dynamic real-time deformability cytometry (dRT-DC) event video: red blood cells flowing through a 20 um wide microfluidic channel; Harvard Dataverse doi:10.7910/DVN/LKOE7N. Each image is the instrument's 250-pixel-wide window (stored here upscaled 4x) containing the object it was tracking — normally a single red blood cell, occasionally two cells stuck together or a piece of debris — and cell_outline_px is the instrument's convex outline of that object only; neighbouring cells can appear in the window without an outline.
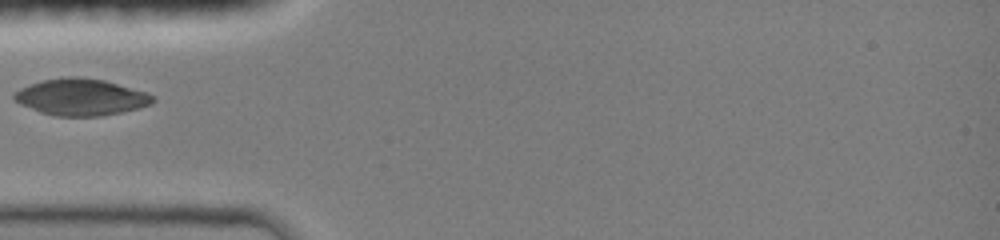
{"species": "common noctule bat (a hibernating species)", "species_latin": "Nyctalus noctula", "temperature_condition": "room temperature", "stored_images_in_passage": 15, "camera_frame_rate_fps": 3000, "um_per_image_px": 0.085, "animal": {"sex": "female", "body_mass_g": 19.0, "forearm_length_mm": 51.5}, "frame": {"image": 1, "passage_image": 1, "time_ms": 0.0, "image_size_px": [1000, 240], "cell_outline_px": [[156, 100], [152, 104], [120, 112], [100, 116], [56, 116], [40, 112], [20, 104], [12, 100], [12, 92], [28, 84], [44, 80], [64, 76], [80, 76], [104, 80], [148, 92], [156, 96]], "centroid_in_image_um": [6.86, 8.24], "position_along_channel_um": 78.1, "area_um2": 29.94}}
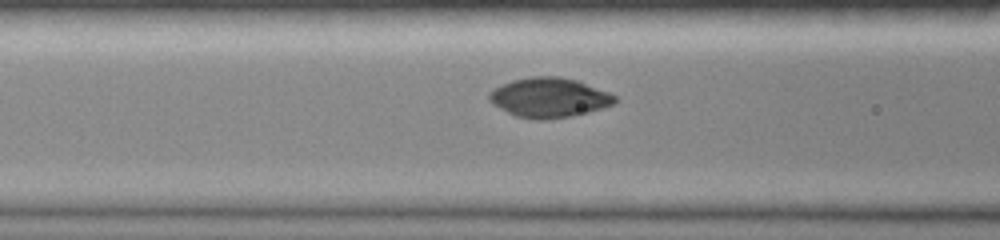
{"frame": {"image": 2, "passage_image": 5, "time_ms": 1.0, "image_size_px": [1000, 240], "cell_outline_px": [[616, 100], [612, 104], [588, 112], [572, 116], [544, 120], [540, 120], [516, 116], [492, 104], [488, 100], [488, 96], [496, 88], [512, 80], [528, 76], [560, 76], [576, 80], [608, 92], [616, 96]], "centroid_in_image_um": [46.66, 8.29], "position_along_channel_um": 119.9, "area_um2": 28.73}}
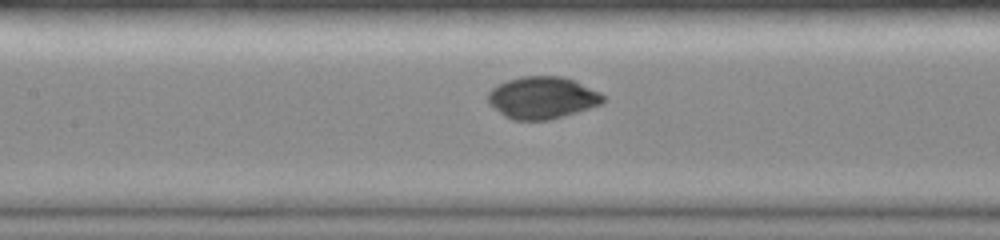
{"frame": {"image": 3, "passage_image": 11, "time_ms": 2.0, "image_size_px": [1000, 240], "cell_outline_px": [[604, 100], [600, 104], [576, 112], [548, 120], [512, 120], [504, 116], [488, 100], [488, 92], [492, 88], [508, 80], [520, 76], [564, 76], [600, 92], [604, 96]], "centroid_in_image_um": [46.09, 8.3], "position_along_channel_um": 161.3, "area_um2": 27.86}}